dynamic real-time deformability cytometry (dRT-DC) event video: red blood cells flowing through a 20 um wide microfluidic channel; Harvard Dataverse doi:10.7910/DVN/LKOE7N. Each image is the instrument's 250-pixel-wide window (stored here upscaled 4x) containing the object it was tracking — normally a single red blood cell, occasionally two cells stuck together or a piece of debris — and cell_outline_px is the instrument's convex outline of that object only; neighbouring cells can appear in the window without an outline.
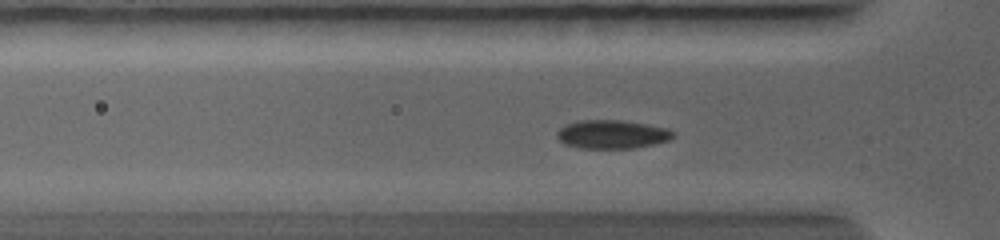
{"species": "common noctule bat (a hibernating species)", "species_latin": "Nyctalus noctula", "temperature_condition": "warm", "stored_images_in_passage": 62, "camera_frame_rate_fps": 5000, "um_per_image_px": 0.085, "animal": {"sex": "female", "body_mass_g": 19.0, "forearm_length_mm": 56.7}, "frame": {"image": 1, "passage_image": 15, "time_ms": 2.4, "image_size_px": [1000, 240], "cell_outline_px": [[676, 136], [672, 140], [636, 148], [580, 148], [564, 144], [556, 136], [556, 132], [564, 124], [576, 120], [620, 120], [668, 128], [676, 132]], "centroid_in_image_um": [52.04, 11.41], "position_along_channel_um": 73.8, "area_um2": 19.65}}
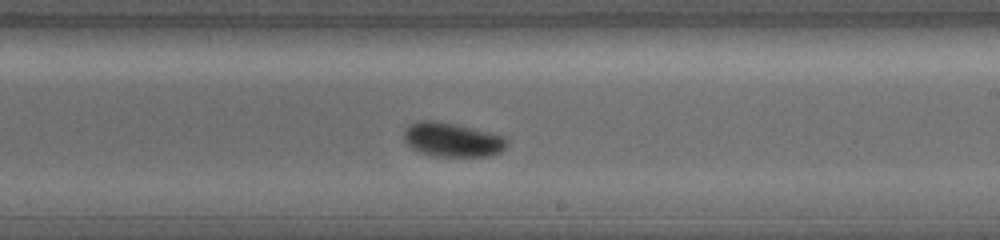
{"frame": {"image": 2, "passage_image": 37, "time_ms": 6.0, "image_size_px": [1000, 240], "cell_outline_px": [[508, 144], [500, 152], [488, 156], [432, 156], [420, 152], [412, 148], [404, 140], [404, 128], [420, 120], [436, 120], [456, 124], [504, 136], [508, 140]], "centroid_in_image_um": [38.43, 11.87], "position_along_channel_um": 250.6, "area_um2": 20.46}}
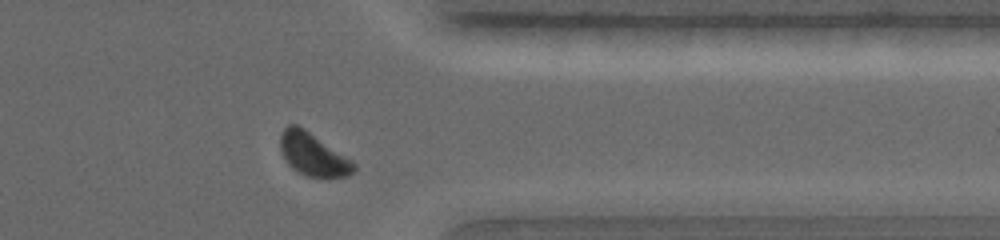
{"frame": {"image": 3, "passage_image": 55, "time_ms": 8.8, "image_size_px": [1000, 240], "cell_outline_px": [[356, 168], [348, 176], [328, 180], [308, 176], [292, 168], [288, 164], [280, 148], [280, 136], [284, 128], [288, 124], [296, 124], [304, 128], [352, 160], [356, 164]], "centroid_in_image_um": [26.64, 13.16], "position_along_channel_um": 384.8, "area_um2": 18.55}}